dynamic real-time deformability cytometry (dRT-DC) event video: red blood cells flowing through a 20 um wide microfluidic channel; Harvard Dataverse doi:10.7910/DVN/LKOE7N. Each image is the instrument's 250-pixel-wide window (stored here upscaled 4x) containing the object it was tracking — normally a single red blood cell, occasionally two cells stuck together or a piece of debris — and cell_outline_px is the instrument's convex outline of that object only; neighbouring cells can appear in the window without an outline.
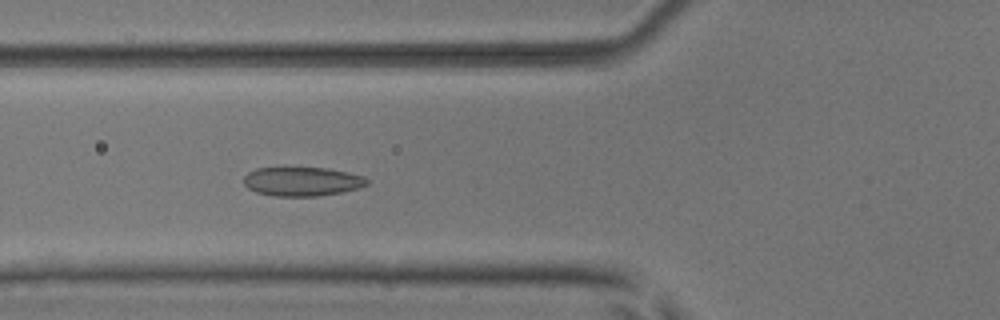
{"species": "common noctule bat (a hibernating species)", "species_latin": "Nyctalus noctula", "temperature_condition": "room temperature", "stored_images_in_passage": 49, "camera_frame_rate_fps": 3000, "um_per_image_px": 0.085, "animal": {"sex": "male", "body_mass_g": 17.9, "forearm_length_mm": 54.2}, "frame": {"image": 1, "passage_image": 17, "time_ms": 5.333, "image_size_px": [1000, 320], "cell_outline_px": [[368, 184], [360, 188], [320, 196], [272, 196], [256, 192], [248, 188], [244, 184], [244, 176], [248, 172], [256, 168], [284, 164], [328, 168], [348, 172], [364, 176], [368, 180]], "centroid_in_image_um": [25.63, 15.37], "position_along_channel_um": 100.2, "area_um2": 21.96}}
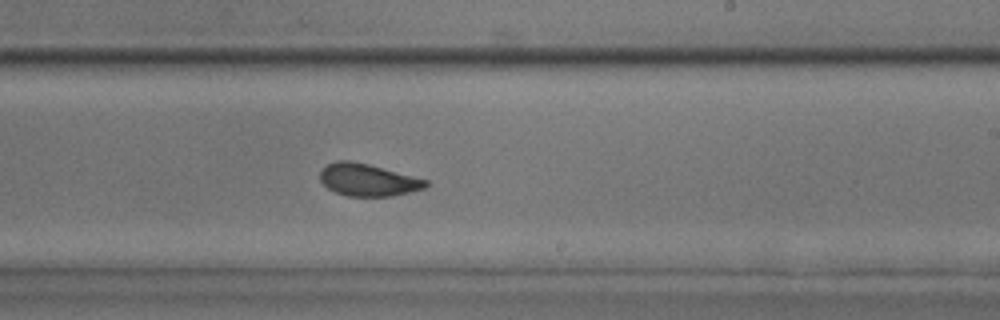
{"frame": {"image": 2, "passage_image": 29, "time_ms": 9.333, "image_size_px": [1000, 320], "cell_outline_px": [[428, 184], [424, 188], [392, 196], [348, 196], [336, 192], [328, 188], [320, 180], [320, 172], [328, 164], [336, 160], [348, 160], [368, 164], [428, 180]], "centroid_in_image_um": [31.26, 15.29], "position_along_channel_um": 257.7, "area_um2": 19.59}}
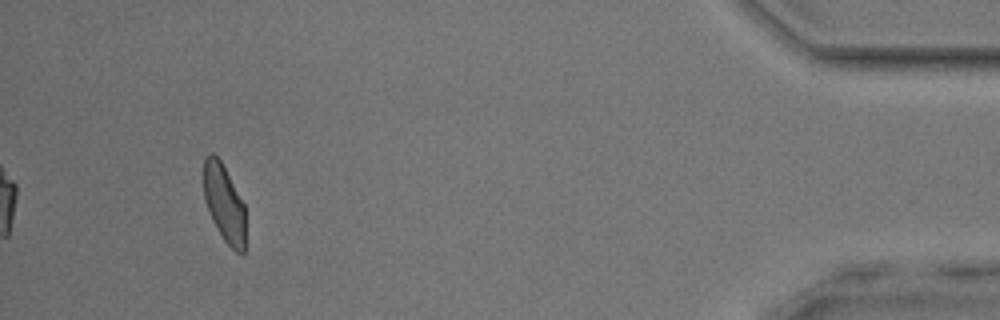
{"frame": {"image": 3, "passage_image": 46, "time_ms": 15.0, "image_size_px": [1000, 320], "cell_outline_px": [[244, 252], [236, 252], [224, 240], [216, 228], [212, 220], [204, 200], [204, 156], [208, 152], [212, 152], [220, 160], [244, 204]], "centroid_in_image_um": [19.02, 17.25], "position_along_channel_um": 416.2, "area_um2": 18.61}, "authors_computed_cell_mechanics": {"area_um2": 20.4034, "velocity_mm_per_s": 3.9552, "shape_relaxation_time_tau1_ms": 4.7049, "shape_relaxation_time_tau2_ms": 0.7193, "deformation_change_tau1": 0.1241, "deformation_change_tau2": 0.046}}